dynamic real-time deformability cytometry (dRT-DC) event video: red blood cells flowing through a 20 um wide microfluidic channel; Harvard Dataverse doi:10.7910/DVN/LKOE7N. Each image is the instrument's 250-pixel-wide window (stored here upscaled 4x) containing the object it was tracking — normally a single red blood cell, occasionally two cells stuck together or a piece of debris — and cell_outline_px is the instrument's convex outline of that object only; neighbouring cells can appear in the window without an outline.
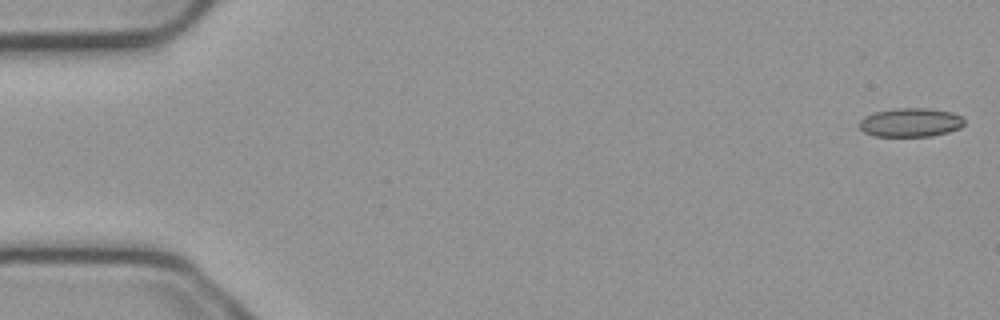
{"species": "common noctule bat (a hibernating species)", "species_latin": "Nyctalus noctula", "temperature_condition": "cold", "stored_images_in_passage": 55, "camera_frame_rate_fps": 3000, "um_per_image_px": 0.085, "animal": {"sex": "male", "body_mass_g": 23.1, "forearm_length_mm": 52.7}, "frame": {"image": 1, "passage_image": 1, "time_ms": 0.0, "image_size_px": [1000, 320], "cell_outline_px": [[964, 124], [960, 128], [948, 132], [932, 136], [876, 136], [864, 132], [860, 128], [860, 120], [864, 116], [876, 112], [896, 108], [928, 108], [952, 112], [964, 116]], "centroid_in_image_um": [77.44, 10.4], "position_along_channel_um": 7.6, "area_um2": 17.69}}
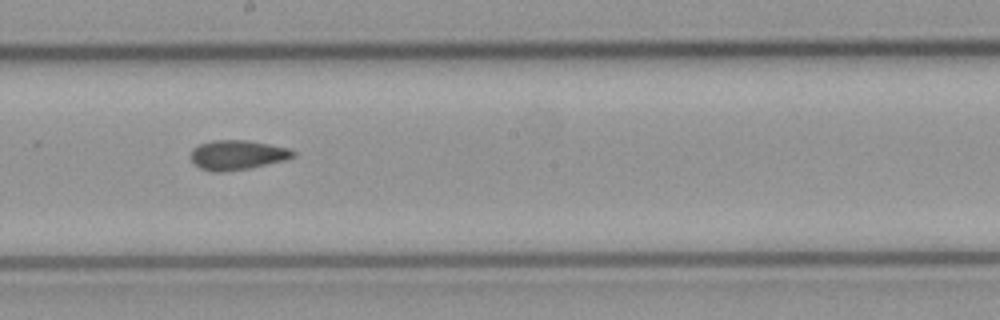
{"frame": {"image": 2, "passage_image": 30, "time_ms": 9.667, "image_size_px": [1000, 320], "cell_outline_px": [[296, 156], [284, 160], [248, 168], [220, 172], [212, 172], [200, 168], [188, 156], [192, 148], [200, 144], [212, 140], [244, 140], [268, 144], [288, 148], [296, 152]], "centroid_in_image_um": [20.13, 13.16], "position_along_channel_um": 228.1, "area_um2": 17.57}}
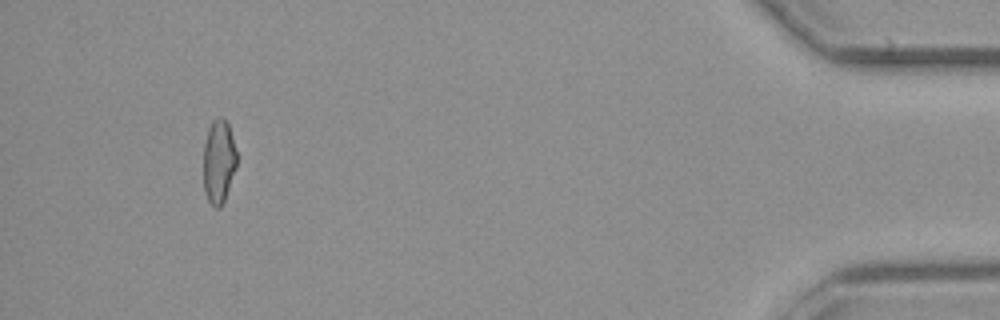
{"frame": {"image": 3, "passage_image": 51, "time_ms": 16.667, "image_size_px": [1000, 320], "cell_outline_px": [[236, 168], [224, 200], [220, 208], [216, 208], [208, 200], [204, 192], [204, 144], [208, 128], [212, 120], [216, 116], [220, 116], [228, 124], [232, 136], [236, 152]], "centroid_in_image_um": [18.58, 13.71], "position_along_channel_um": 416.6, "area_um2": 16.18}, "authors_computed_cell_mechanics": {"area_um2": 17.4556, "velocity_mm_per_s": 3.7666, "shape_relaxation_time_tau1_ms": null, "shape_relaxation_time_tau2_ms": 8.4238, "deformation_change_tau1": null, "deformation_change_tau2": 0.1553}}